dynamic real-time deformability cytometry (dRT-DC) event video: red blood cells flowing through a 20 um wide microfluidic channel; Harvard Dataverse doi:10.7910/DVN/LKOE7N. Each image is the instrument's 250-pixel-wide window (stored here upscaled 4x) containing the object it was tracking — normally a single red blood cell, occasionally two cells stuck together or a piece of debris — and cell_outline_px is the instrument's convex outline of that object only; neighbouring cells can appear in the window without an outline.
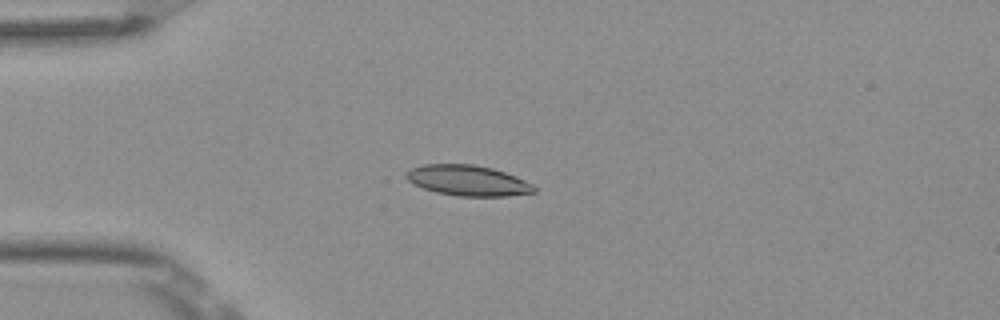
{"species": "Egyptian fruit bat (a non-hibernating species)", "species_latin": "Rousettus aegyptiacus", "temperature_condition": "room temperature", "stored_images_in_passage": 8, "camera_frame_rate_fps": 3000, "um_per_image_px": 0.085, "frame": {"image": 1, "passage_image": 5, "time_ms": 1.333, "image_size_px": [1000, 320], "cell_outline_px": [[536, 192], [508, 196], [456, 196], [436, 192], [412, 184], [404, 176], [412, 168], [424, 164], [472, 164], [492, 168], [516, 176], [532, 184], [536, 188]], "centroid_in_image_um": [39.77, 15.35], "position_along_channel_um": 45.2, "area_um2": 22.72}}
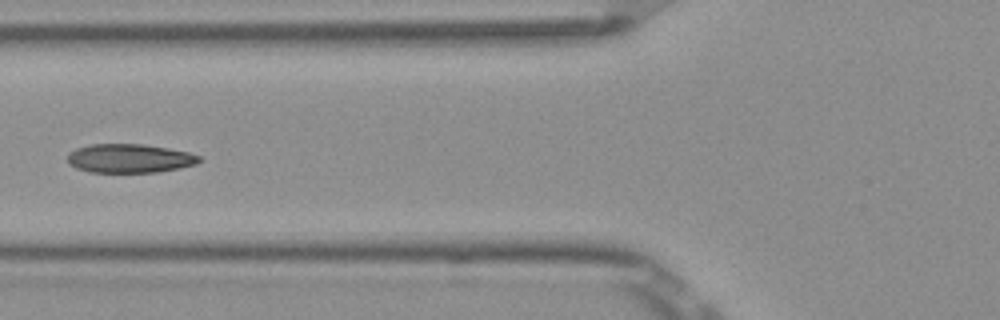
{"frame": {"image": 2, "passage_image": 7, "time_ms": 2.0, "image_size_px": [1000, 320], "cell_outline_px": [[200, 160], [196, 164], [180, 168], [160, 172], [88, 172], [76, 168], [68, 164], [68, 152], [76, 148], [92, 144], [140, 144], [168, 148], [188, 152], [200, 156]], "centroid_in_image_um": [10.99, 13.47], "position_along_channel_um": 114.8, "area_um2": 22.2}}
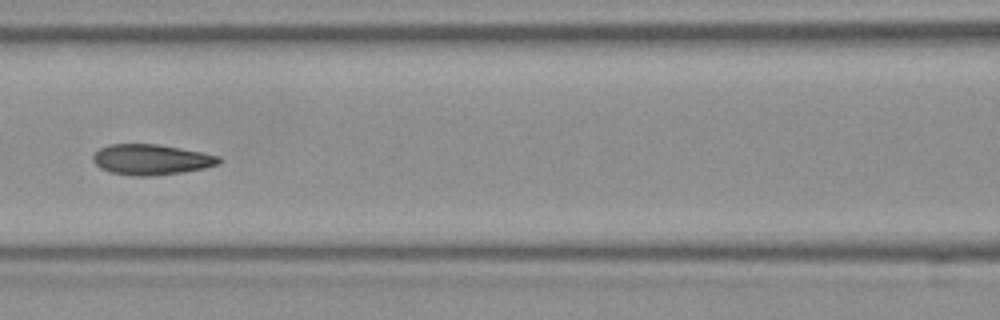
{"frame": {"image": 3, "passage_image": 8, "time_ms": 2.333, "image_size_px": [1000, 320], "cell_outline_px": [[220, 164], [204, 168], [184, 172], [152, 176], [136, 176], [112, 172], [100, 168], [92, 160], [92, 156], [100, 148], [108, 144], [160, 144], [220, 156]], "centroid_in_image_um": [12.85, 13.56], "position_along_channel_um": 153.7, "area_um2": 22.37}}